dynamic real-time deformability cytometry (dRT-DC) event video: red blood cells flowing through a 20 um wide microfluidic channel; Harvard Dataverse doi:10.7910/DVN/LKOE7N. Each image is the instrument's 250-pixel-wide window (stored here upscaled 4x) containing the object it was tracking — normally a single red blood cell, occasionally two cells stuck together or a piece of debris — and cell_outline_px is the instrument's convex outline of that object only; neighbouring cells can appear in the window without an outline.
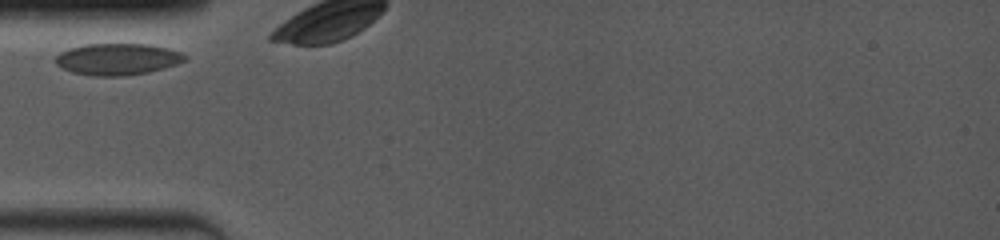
{"species": "common noctule bat (a hibernating species)", "species_latin": "Nyctalus noctula", "temperature_condition": "room temperature", "stored_images_in_passage": 5, "camera_frame_rate_fps": 4000, "um_per_image_px": 0.085, "animal": {"sex": "female", "body_mass_g": 19.0, "forearm_length_mm": 53.3}, "frame": {"image": 1, "passage_image": 1, "time_ms": 0.0, "image_size_px": [1000, 240], "cell_outline_px": [[188, 60], [164, 68], [148, 72], [124, 76], [92, 76], [72, 72], [60, 68], [56, 64], [56, 56], [60, 52], [68, 48], [84, 44], [148, 44], [180, 52], [188, 56]], "centroid_in_image_um": [9.96, 5.03], "position_along_channel_um": 75.0, "area_um2": 23.93}}
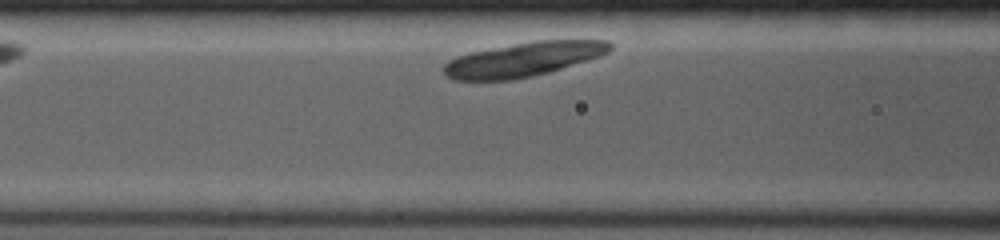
{"frame": {"image": 2, "passage_image": 5, "time_ms": 3.5, "image_size_px": [1000, 240], "cell_outline_px": [[612, 48], [608, 52], [600, 56], [548, 72], [532, 76], [512, 80], [452, 80], [444, 76], [444, 64], [448, 60], [456, 56], [472, 52], [532, 40], [608, 40], [612, 44]], "centroid_in_image_um": [44.46, 5.05], "position_along_channel_um": 122.1, "area_um2": 33.12}}